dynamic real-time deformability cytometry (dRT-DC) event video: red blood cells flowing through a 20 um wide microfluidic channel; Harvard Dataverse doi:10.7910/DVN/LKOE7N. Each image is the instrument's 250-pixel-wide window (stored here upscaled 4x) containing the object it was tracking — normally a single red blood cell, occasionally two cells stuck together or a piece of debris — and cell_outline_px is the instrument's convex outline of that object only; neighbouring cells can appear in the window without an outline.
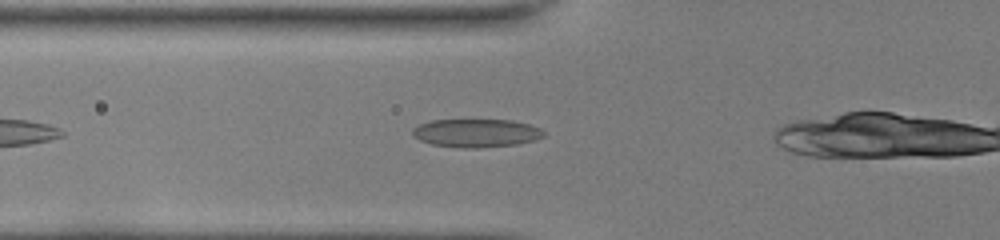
{"species": "common noctule bat (a hibernating species)", "species_latin": "Nyctalus noctula", "temperature_condition": "room temperature", "stored_images_in_passage": 27, "camera_frame_rate_fps": 3000, "um_per_image_px": 0.085, "animal": {"sex": "female", "body_mass_g": 22.0, "forearm_length_mm": 56.7}, "frame": {"image": 1, "passage_image": 4, "time_ms": 1.0, "image_size_px": [1000, 240], "cell_outline_px": [[544, 136], [532, 140], [516, 144], [476, 148], [464, 148], [432, 144], [420, 140], [412, 136], [412, 128], [420, 124], [432, 120], [512, 120], [528, 124], [540, 128], [544, 132]], "centroid_in_image_um": [40.44, 11.3], "position_along_channel_um": 85.4, "area_um2": 21.44}}
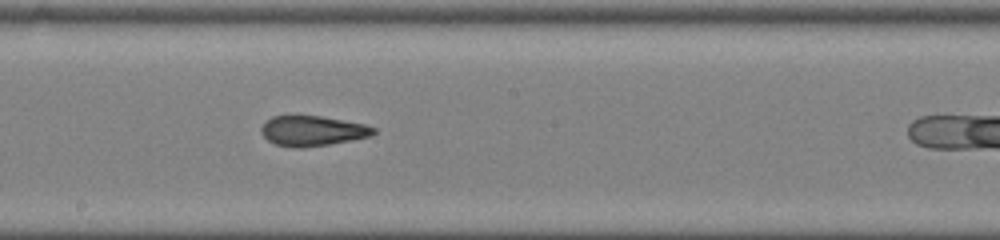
{"frame": {"image": 2, "passage_image": 14, "time_ms": 4.333, "image_size_px": [1000, 240], "cell_outline_px": [[376, 132], [372, 136], [352, 140], [328, 144], [300, 148], [292, 148], [276, 144], [268, 140], [264, 136], [260, 128], [272, 116], [320, 116], [364, 124], [376, 128]], "centroid_in_image_um": [26.58, 11.13], "position_along_channel_um": 221.6, "area_um2": 19.54}}
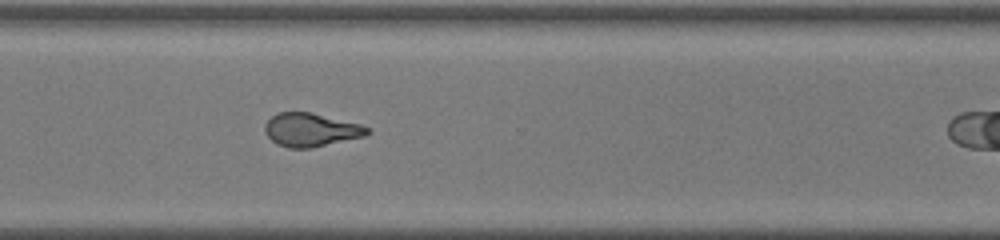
{"frame": {"image": 3, "passage_image": 23, "time_ms": 7.333, "image_size_px": [1000, 240], "cell_outline_px": [[372, 132], [364, 136], [312, 148], [288, 148], [276, 144], [264, 132], [264, 124], [276, 112], [312, 112], [360, 124], [372, 128]], "centroid_in_image_um": [26.43, 11.03], "position_along_channel_um": 344.2, "area_um2": 20.17}}